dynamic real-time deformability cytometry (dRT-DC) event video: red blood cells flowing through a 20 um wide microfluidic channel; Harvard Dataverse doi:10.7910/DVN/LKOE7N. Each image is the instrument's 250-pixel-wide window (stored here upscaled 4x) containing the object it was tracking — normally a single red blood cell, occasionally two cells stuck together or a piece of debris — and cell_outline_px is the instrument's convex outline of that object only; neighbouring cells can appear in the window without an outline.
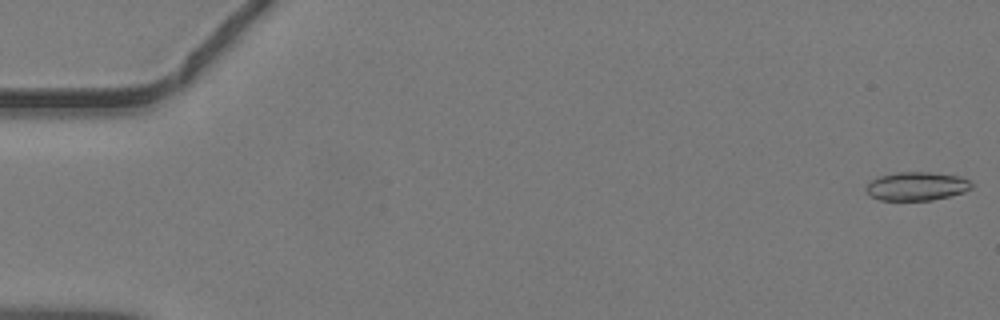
{"species": "common noctule bat (a hibernating species)", "species_latin": "Nyctalus noctula", "temperature_condition": "warm", "stored_images_in_passage": 46, "camera_frame_rate_fps": 3000, "um_per_image_px": 0.085, "animal": {"sex": "male", "body_mass_g": 19.2, "forearm_length_mm": 51.8}, "frame": {"image": 1, "passage_image": 1, "time_ms": 0.0, "image_size_px": [1000, 320], "cell_outline_px": [[972, 188], [964, 192], [932, 200], [880, 200], [864, 192], [864, 188], [872, 180], [880, 176], [896, 172], [928, 172], [960, 176], [972, 180]], "centroid_in_image_um": [77.93, 15.82], "position_along_channel_um": 7.1, "area_um2": 17.63}}
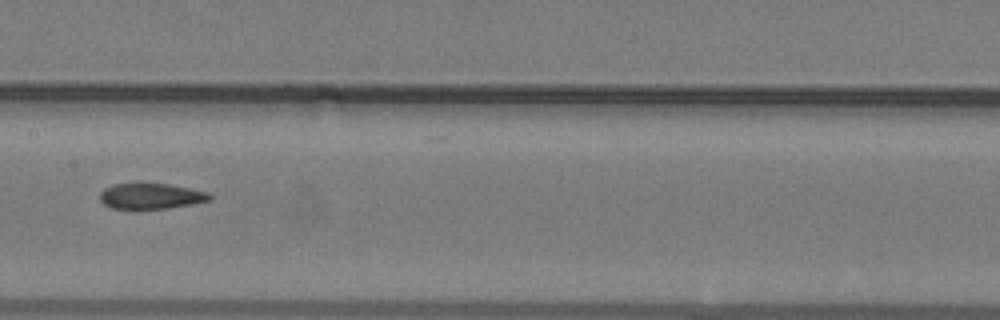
{"frame": {"image": 2, "passage_image": 24, "time_ms": 7.667, "image_size_px": [1000, 320], "cell_outline_px": [[212, 200], [192, 204], [168, 208], [112, 208], [104, 204], [100, 200], [100, 192], [104, 188], [112, 184], [136, 180], [144, 180], [168, 184], [208, 192], [212, 196]], "centroid_in_image_um": [12.79, 16.6], "position_along_channel_um": 194.6, "area_um2": 17.11}}
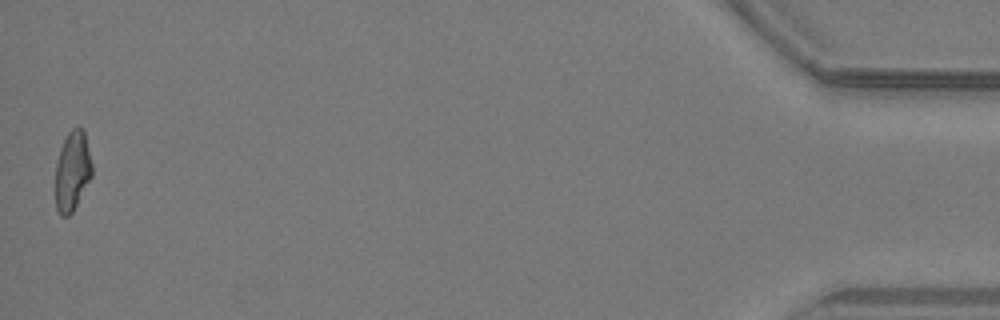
{"frame": {"image": 3, "passage_image": 46, "time_ms": 15.0, "image_size_px": [1000, 320], "cell_outline_px": [[92, 176], [72, 212], [68, 216], [60, 216], [56, 208], [56, 164], [60, 148], [68, 132], [72, 128], [80, 124], [84, 128], [92, 164]], "centroid_in_image_um": [6.16, 14.49], "position_along_channel_um": 429.0, "area_um2": 17.11}}